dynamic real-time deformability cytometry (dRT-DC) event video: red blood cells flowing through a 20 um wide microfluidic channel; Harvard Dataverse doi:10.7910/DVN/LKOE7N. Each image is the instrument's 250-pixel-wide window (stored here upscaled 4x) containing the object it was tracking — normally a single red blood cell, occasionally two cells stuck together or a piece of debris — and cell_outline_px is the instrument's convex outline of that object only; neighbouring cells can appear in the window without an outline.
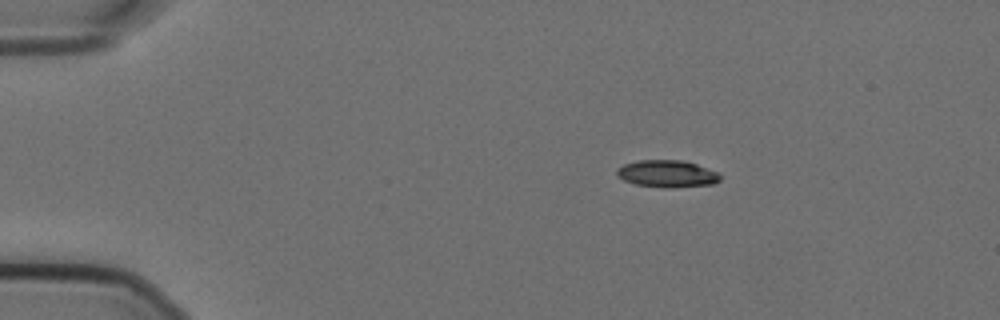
{"species": "Egyptian fruit bat (a non-hibernating species)", "species_latin": "Rousettus aegyptiacus", "temperature_condition": "cold", "stored_images_in_passage": 29, "camera_frame_rate_fps": 3000, "um_per_image_px": 0.085, "animal": {"sex": "female"}, "frame": {"image": 1, "passage_image": 1, "time_ms": 0.0, "image_size_px": [1000, 320], "cell_outline_px": [[720, 180], [712, 184], [664, 188], [636, 184], [624, 180], [616, 176], [616, 168], [624, 164], [636, 160], [684, 160], [696, 164], [716, 172], [720, 176]], "centroid_in_image_um": [56.65, 14.76], "position_along_channel_um": 28.4, "area_um2": 16.24}}
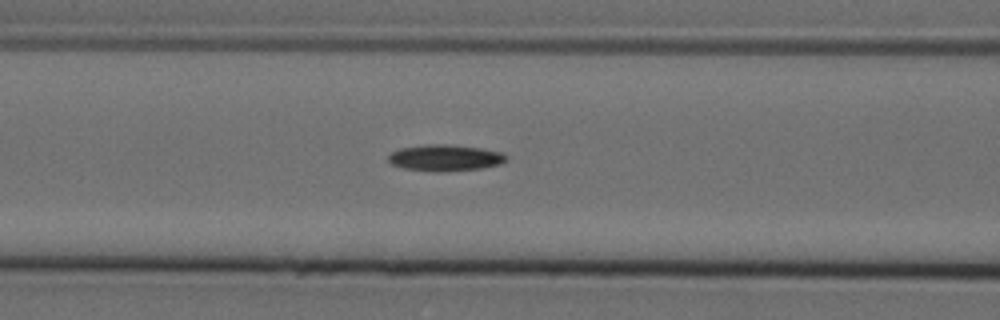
{"frame": {"image": 2, "passage_image": 15, "time_ms": 4.667, "image_size_px": [1000, 320], "cell_outline_px": [[508, 160], [500, 164], [480, 168], [432, 172], [404, 168], [392, 164], [388, 160], [388, 156], [392, 152], [400, 148], [424, 144], [448, 144], [480, 148], [504, 152], [508, 156]], "centroid_in_image_um": [37.85, 13.4], "position_along_channel_um": 128.7, "area_um2": 18.15}}
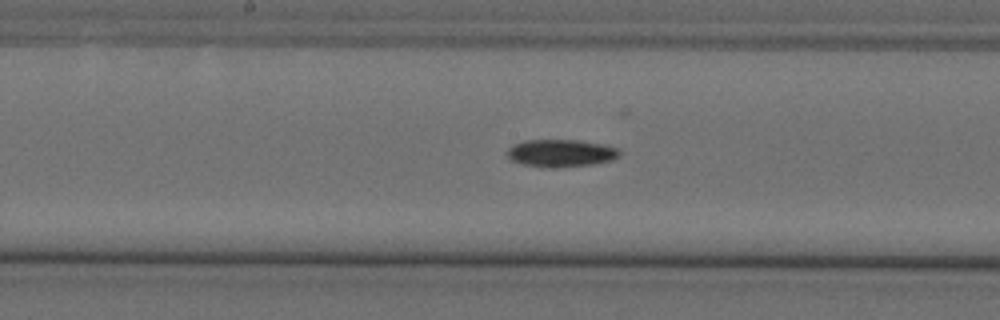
{"frame": {"image": 3, "passage_image": 21, "time_ms": 6.667, "image_size_px": [1000, 320], "cell_outline_px": [[620, 156], [612, 160], [592, 164], [548, 168], [524, 164], [512, 160], [504, 152], [512, 144], [524, 140], [576, 140], [600, 144], [620, 148]], "centroid_in_image_um": [47.65, 13.01], "position_along_channel_um": 200.5, "area_um2": 17.98}}